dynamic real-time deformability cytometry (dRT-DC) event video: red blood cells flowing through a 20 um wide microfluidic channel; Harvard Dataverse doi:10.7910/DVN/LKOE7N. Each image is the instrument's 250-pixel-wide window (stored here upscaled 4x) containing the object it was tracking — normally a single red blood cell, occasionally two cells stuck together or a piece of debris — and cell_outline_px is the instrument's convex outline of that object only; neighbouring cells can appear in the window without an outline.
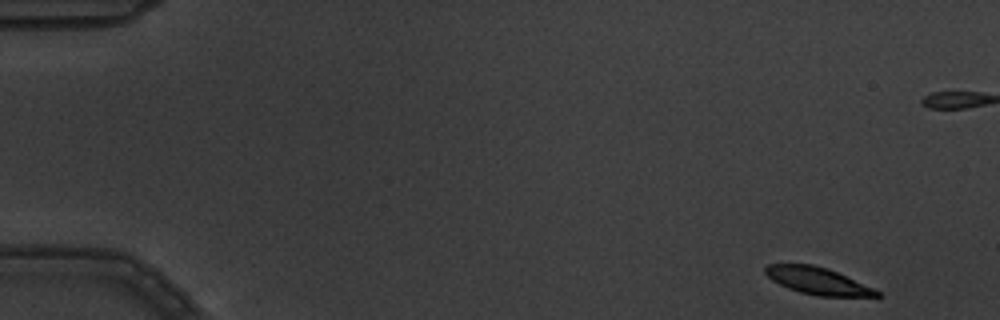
{"species": "common noctule bat (a hibernating species)", "species_latin": "Nyctalus noctula", "temperature_condition": "warm", "stored_images_in_passage": 6, "camera_frame_rate_fps": 3000, "um_per_image_px": 0.085, "animal": {"sex": "male", "body_mass_g": 19.5, "forearm_length_mm": 54.6}, "frame": {"image": 1, "passage_image": 1, "time_ms": 0.0, "image_size_px": [1000, 320], "cell_outline_px": [[884, 296], [816, 296], [800, 292], [788, 288], [772, 280], [764, 272], [764, 268], [768, 264], [812, 264], [828, 268], [872, 288], [880, 292]], "centroid_in_image_um": [69.47, 23.87], "position_along_channel_um": 15.5, "area_um2": 17.34}}
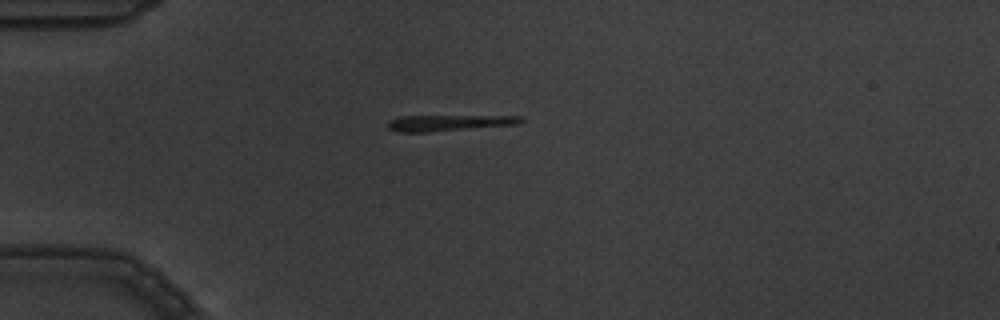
{"frame": {"image": 2, "passage_image": 6, "time_ms": 1.667, "image_size_px": [1000, 320], "cell_outline_px": [[524, 120], [516, 124], [424, 132], [396, 132], [388, 128], [388, 120], [400, 116], [524, 116]], "centroid_in_image_um": [38.09, 10.43], "position_along_channel_um": 46.9, "area_um2": 12.2}}